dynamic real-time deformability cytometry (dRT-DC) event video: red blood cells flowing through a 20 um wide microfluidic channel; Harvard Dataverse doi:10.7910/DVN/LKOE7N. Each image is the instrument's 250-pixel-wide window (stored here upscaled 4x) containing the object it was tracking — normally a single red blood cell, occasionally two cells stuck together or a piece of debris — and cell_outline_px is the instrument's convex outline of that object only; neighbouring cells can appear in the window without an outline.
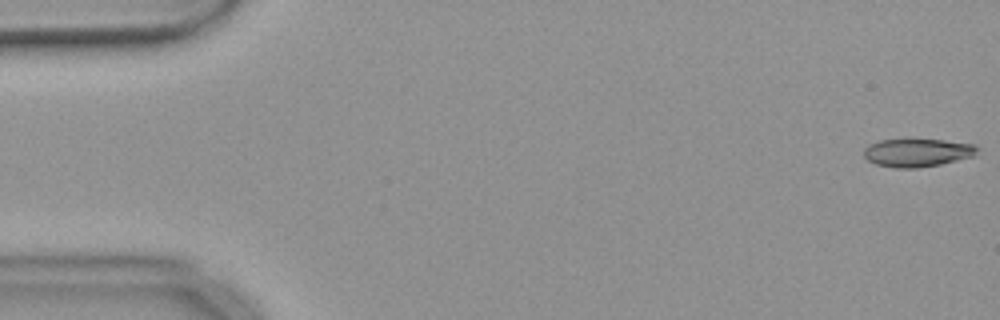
{"species": "common noctule bat (a hibernating species)", "species_latin": "Nyctalus noctula", "temperature_condition": "warm", "stored_images_in_passage": 55, "camera_frame_rate_fps": 3000, "um_per_image_px": 0.085, "animal": {"sex": "female", "body_mass_g": 18.4}, "frame": {"image": 1, "passage_image": 1, "time_ms": 0.0, "image_size_px": [1000, 320], "cell_outline_px": [[980, 148], [976, 156], [940, 164], [916, 168], [896, 168], [876, 164], [868, 160], [864, 156], [864, 148], [868, 144], [880, 140], [904, 136], [908, 136], [944, 140], [976, 144]], "centroid_in_image_um": [77.99, 12.91], "position_along_channel_um": 7.0, "area_um2": 19.65}}
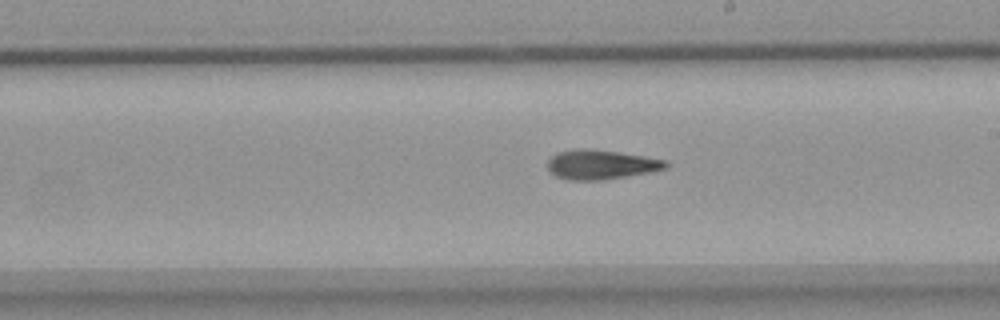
{"frame": {"image": 2, "passage_image": 31, "time_ms": 10.0, "image_size_px": [1000, 320], "cell_outline_px": [[672, 164], [668, 168], [648, 172], [600, 180], [568, 180], [556, 176], [548, 172], [548, 160], [552, 156], [560, 152], [580, 148], [584, 148], [616, 152], [644, 156], [664, 160]], "centroid_in_image_um": [51.07, 13.99], "position_along_channel_um": 237.9, "area_um2": 20.06}}
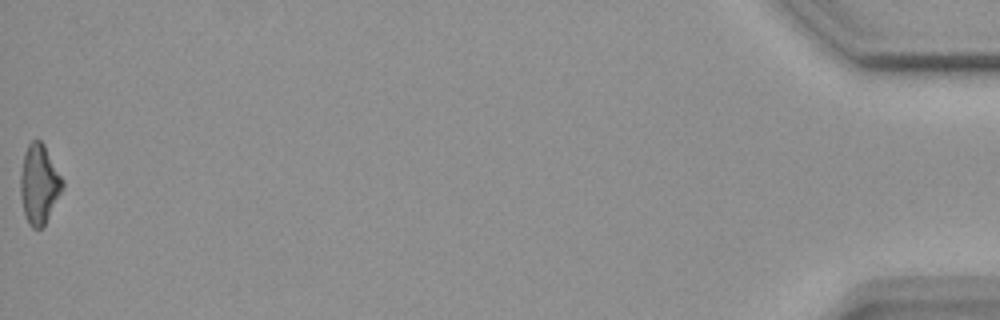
{"frame": {"image": 3, "passage_image": 55, "time_ms": 18.0, "image_size_px": [1000, 320], "cell_outline_px": [[64, 188], [44, 224], [40, 228], [32, 228], [28, 224], [24, 212], [20, 196], [20, 172], [24, 152], [28, 144], [32, 140], [40, 140], [44, 144], [64, 180]], "centroid_in_image_um": [3.32, 15.63], "position_along_channel_um": 431.9, "area_um2": 19.54}, "authors_computed_cell_mechanics": {"area_um2": 19.8254, "velocity_mm_per_s": 3.6986, "shape_relaxation_time_tau1_ms": null, "shape_relaxation_time_tau2_ms": 7.7351, "deformation_change_tau1": null, "deformation_change_tau2": 0.2131}}